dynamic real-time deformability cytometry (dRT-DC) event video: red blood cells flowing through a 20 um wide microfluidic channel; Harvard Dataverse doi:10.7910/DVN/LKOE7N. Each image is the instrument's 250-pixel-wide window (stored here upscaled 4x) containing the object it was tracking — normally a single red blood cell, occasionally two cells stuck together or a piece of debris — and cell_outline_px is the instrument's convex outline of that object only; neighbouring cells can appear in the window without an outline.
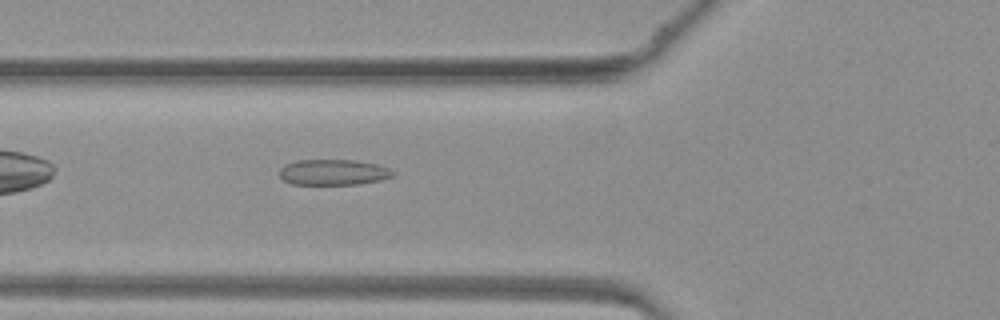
{"species": "common noctule bat (a hibernating species)", "species_latin": "Nyctalus noctula", "temperature_condition": "warm", "stored_images_in_passage": 30, "camera_frame_rate_fps": 3000, "um_per_image_px": 0.085, "animal": {"sex": "female", "body_mass_g": 19.3, "forearm_length_mm": 54.1}, "frame": {"image": 1, "passage_image": 5, "time_ms": 1.333, "image_size_px": [1000, 320], "cell_outline_px": [[396, 176], [380, 180], [360, 184], [292, 184], [284, 180], [280, 176], [280, 168], [284, 164], [296, 160], [356, 160], [376, 164], [388, 168], [396, 172]], "centroid_in_image_um": [28.36, 14.64], "position_along_channel_um": 97.4, "area_um2": 17.11}}
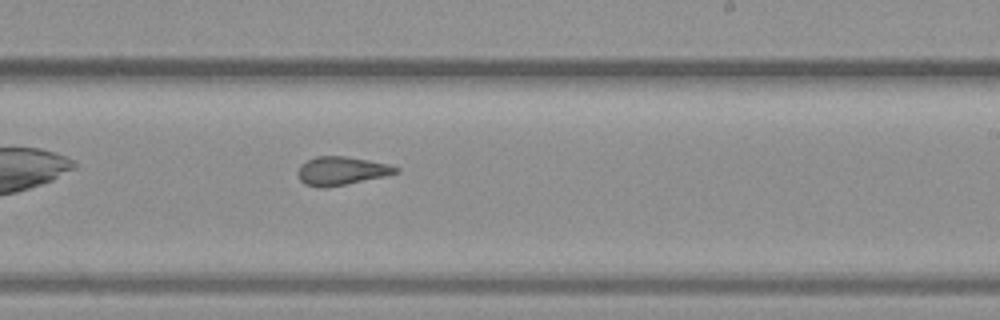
{"frame": {"image": 2, "passage_image": 16, "time_ms": 5.0, "image_size_px": [1000, 320], "cell_outline_px": [[400, 172], [384, 176], [324, 188], [316, 188], [304, 184], [300, 180], [296, 172], [300, 164], [316, 156], [344, 156], [392, 164], [400, 168]], "centroid_in_image_um": [29.0, 14.52], "position_along_channel_um": 260.0, "area_um2": 16.36}}
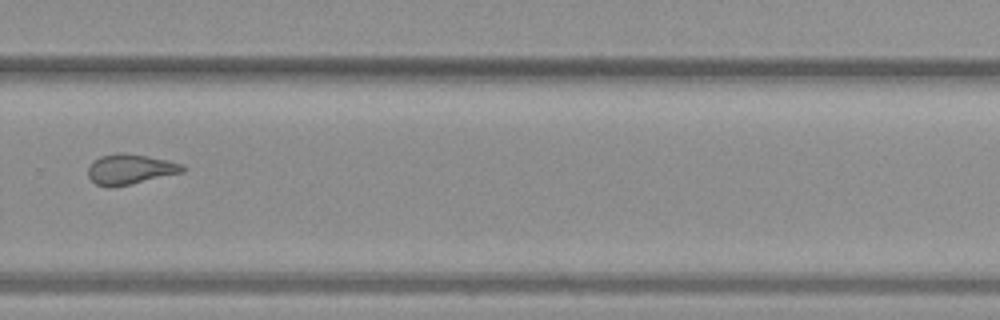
{"frame": {"image": 3, "passage_image": 20, "time_ms": 6.333, "image_size_px": [1000, 320], "cell_outline_px": [[188, 168], [184, 172], [112, 188], [108, 188], [96, 184], [88, 176], [88, 164], [100, 156], [116, 152], [124, 152], [148, 156], [184, 164]], "centroid_in_image_um": [11.06, 14.38], "position_along_channel_um": 318.7, "area_um2": 16.94}}